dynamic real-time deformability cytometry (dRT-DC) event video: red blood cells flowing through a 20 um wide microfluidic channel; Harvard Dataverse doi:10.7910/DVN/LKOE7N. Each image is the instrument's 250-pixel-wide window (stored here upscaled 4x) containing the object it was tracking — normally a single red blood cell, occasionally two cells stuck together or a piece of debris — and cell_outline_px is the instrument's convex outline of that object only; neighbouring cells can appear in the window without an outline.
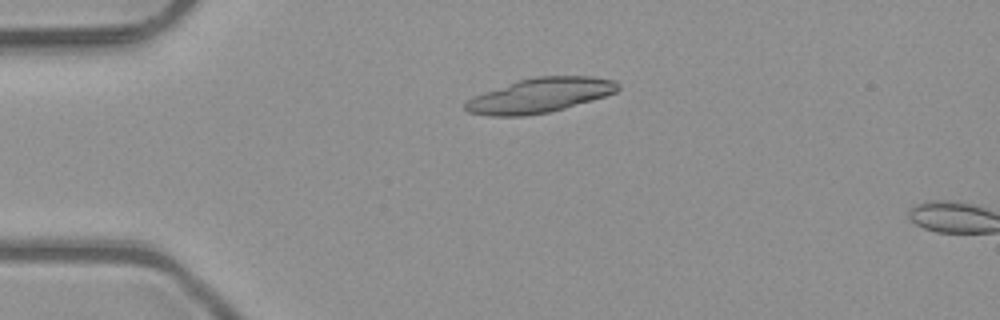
{"species": "common noctule bat (a hibernating species)", "species_latin": "Nyctalus noctula", "temperature_condition": "room temperature", "stored_images_in_passage": 3, "camera_frame_rate_fps": 3000, "um_per_image_px": 0.085, "animal": {"sex": "male", "body_mass_g": 23.1, "forearm_length_mm": 52.7}, "frame": {"image": 1, "passage_image": 2, "time_ms": 0.333, "image_size_px": [1000, 320], "cell_outline_px": [[620, 88], [616, 92], [592, 100], [564, 108], [548, 112], [524, 116], [492, 116], [468, 112], [464, 108], [464, 104], [472, 96], [516, 80], [536, 76], [592, 76], [612, 80], [620, 84]], "centroid_in_image_um": [45.87, 8.1], "position_along_channel_um": 39.1, "area_um2": 30.75}}